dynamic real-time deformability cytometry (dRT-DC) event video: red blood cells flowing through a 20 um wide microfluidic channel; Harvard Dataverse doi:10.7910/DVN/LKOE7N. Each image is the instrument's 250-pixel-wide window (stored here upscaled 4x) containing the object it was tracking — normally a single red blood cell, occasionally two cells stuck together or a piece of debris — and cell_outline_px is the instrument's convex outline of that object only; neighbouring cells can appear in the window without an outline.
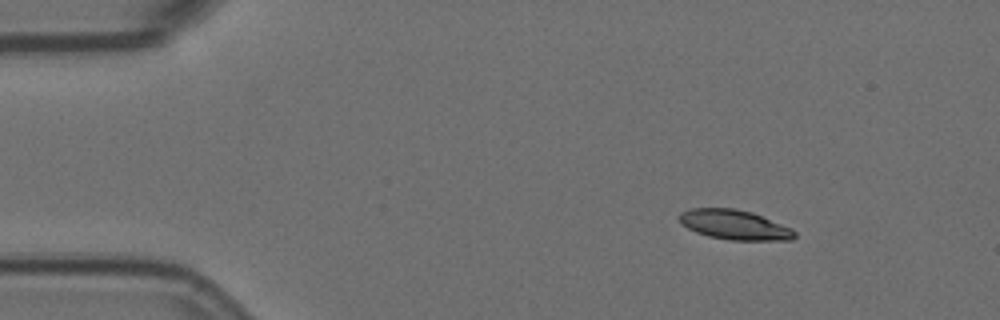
{"species": "Egyptian fruit bat (a non-hibernating species)", "species_latin": "Rousettus aegyptiacus", "temperature_condition": "room temperature", "stored_images_in_passage": 5, "camera_frame_rate_fps": 3000, "um_per_image_px": 0.085, "animal": {"sex": "female"}, "frame": {"image": 1, "passage_image": 1, "time_ms": 0.0, "image_size_px": [1000, 320], "cell_outline_px": [[796, 236], [792, 240], [728, 240], [708, 236], [696, 232], [688, 228], [680, 220], [680, 212], [692, 208], [736, 208], [752, 212], [792, 228], [796, 232]], "centroid_in_image_um": [62.47, 19.11], "position_along_channel_um": 22.5, "area_um2": 19.94}}
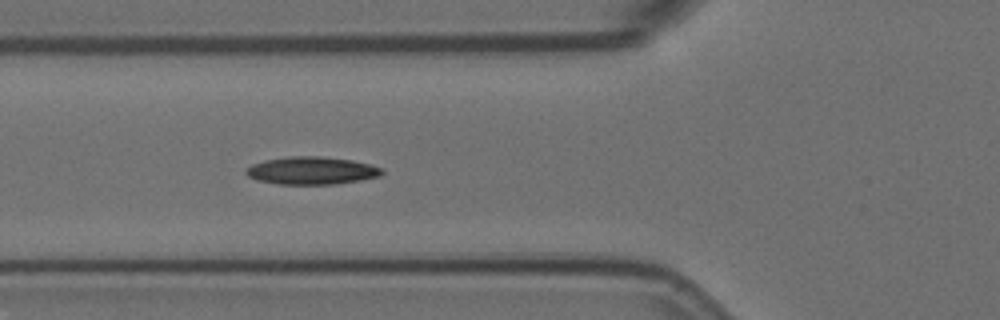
{"frame": {"image": 2, "passage_image": 5, "time_ms": 1.333, "image_size_px": [1000, 320], "cell_outline_px": [[384, 172], [380, 176], [360, 180], [336, 184], [276, 184], [260, 180], [248, 176], [244, 172], [244, 168], [252, 164], [264, 160], [288, 156], [320, 156], [352, 160], [384, 168]], "centroid_in_image_um": [26.48, 14.49], "position_along_channel_um": 99.3, "area_um2": 22.02}}